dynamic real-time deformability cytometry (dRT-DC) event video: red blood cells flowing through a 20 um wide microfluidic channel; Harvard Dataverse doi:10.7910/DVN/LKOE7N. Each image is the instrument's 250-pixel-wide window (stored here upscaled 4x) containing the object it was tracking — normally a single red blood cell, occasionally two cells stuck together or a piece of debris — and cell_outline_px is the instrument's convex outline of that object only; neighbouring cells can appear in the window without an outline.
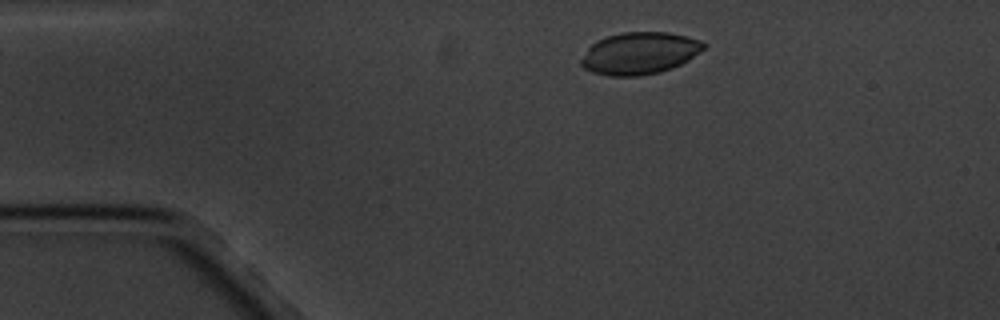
{"species": "common noctule bat (a hibernating species)", "species_latin": "Nyctalus noctula", "temperature_condition": "cold", "stored_images_in_passage": 4, "camera_frame_rate_fps": 3000, "um_per_image_px": 0.085, "animal": {"sex": "male", "body_mass_g": 20.1, "forearm_length_mm": 53.5}, "frame": {"image": 1, "passage_image": 1, "time_ms": 0.0, "image_size_px": [1000, 320], "cell_outline_px": [[708, 44], [704, 48], [688, 60], [672, 68], [660, 72], [640, 76], [608, 76], [592, 72], [584, 68], [580, 64], [580, 60], [588, 48], [596, 40], [620, 32], [668, 32], [700, 40]], "centroid_in_image_um": [54.34, 4.53], "position_along_channel_um": 30.7, "area_um2": 30.06}}